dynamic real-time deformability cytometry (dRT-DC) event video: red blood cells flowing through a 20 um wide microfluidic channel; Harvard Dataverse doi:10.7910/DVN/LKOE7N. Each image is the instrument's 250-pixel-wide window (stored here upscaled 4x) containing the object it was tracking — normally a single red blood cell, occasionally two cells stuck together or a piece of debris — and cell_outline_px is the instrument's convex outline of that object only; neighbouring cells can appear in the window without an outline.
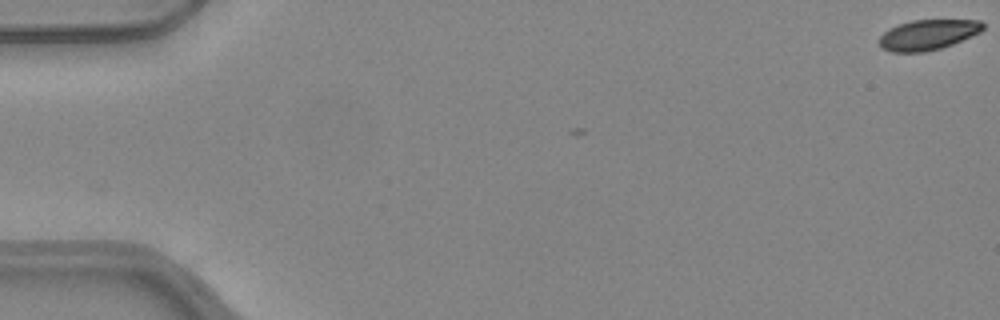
{"species": "common noctule bat (a hibernating species)", "species_latin": "Nyctalus noctula", "temperature_condition": "warm", "stored_images_in_passage": 5, "camera_frame_rate_fps": 3000, "um_per_image_px": 0.085, "animal": {"sex": "female", "body_mass_g": 24.6, "forearm_length_mm": 56.2}, "frame": {"image": 1, "passage_image": 1, "time_ms": 0.0, "image_size_px": [1000, 320], "cell_outline_px": [[984, 28], [980, 32], [952, 44], [940, 48], [924, 52], [892, 52], [880, 48], [880, 36], [884, 32], [900, 24], [912, 20], [980, 20], [984, 24]], "centroid_in_image_um": [78.88, 2.96], "position_along_channel_um": 6.1, "area_um2": 18.09}}